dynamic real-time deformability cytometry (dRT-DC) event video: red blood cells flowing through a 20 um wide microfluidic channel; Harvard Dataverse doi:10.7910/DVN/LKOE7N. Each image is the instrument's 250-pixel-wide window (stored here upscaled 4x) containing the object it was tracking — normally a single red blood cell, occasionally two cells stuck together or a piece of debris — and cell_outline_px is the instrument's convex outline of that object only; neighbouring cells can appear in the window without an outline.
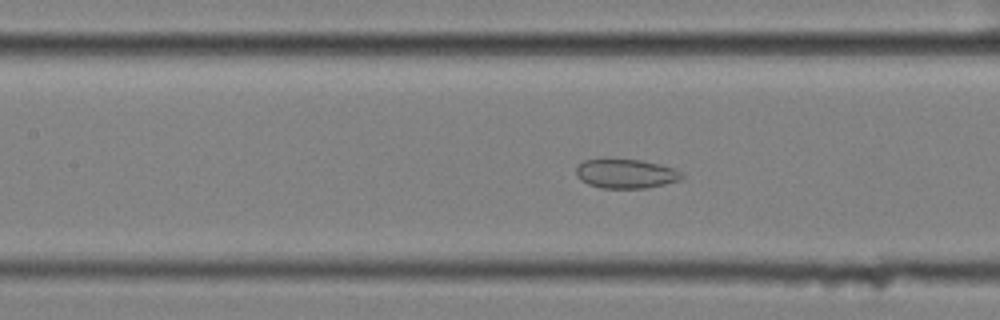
{"species": "common noctule bat (a hibernating species)", "species_latin": "Nyctalus noctula", "temperature_condition": "cold", "stored_images_in_passage": 59, "segment_of_instrument_passage": [2, 2], "camera_frame_rate_fps": 3000, "um_per_image_px": 0.085, "animal": {"sex": "female", "body_mass_g": 25.1}, "frame": {"image": 1, "passage_image": 27, "time_ms": 8.667, "image_size_px": [1000, 320], "cell_outline_px": [[684, 176], [680, 180], [664, 184], [644, 188], [600, 188], [588, 184], [580, 180], [576, 176], [576, 164], [584, 160], [640, 160], [660, 164], [676, 168]], "centroid_in_image_um": [53.18, 14.77], "position_along_channel_um": 154.2, "area_um2": 17.98}}
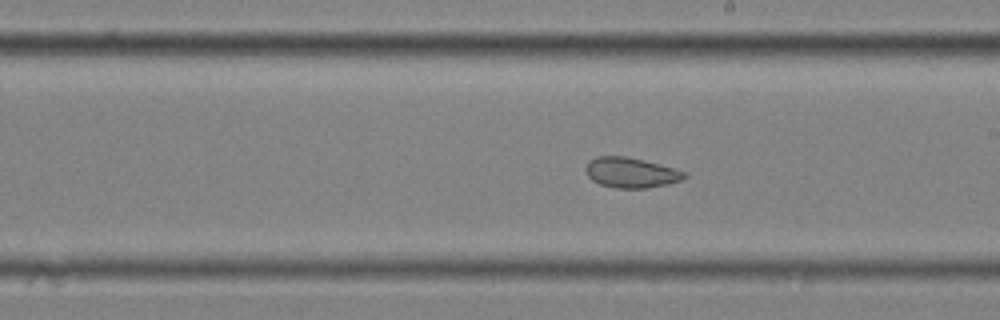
{"frame": {"image": 2, "passage_image": 34, "time_ms": 11.0, "image_size_px": [1000, 320], "cell_outline_px": [[688, 176], [680, 180], [668, 184], [648, 188], [616, 188], [600, 184], [592, 180], [588, 176], [584, 168], [588, 160], [596, 156], [624, 156], [644, 160], [688, 172]], "centroid_in_image_um": [53.62, 14.67], "position_along_channel_um": 235.4, "area_um2": 17.51}}
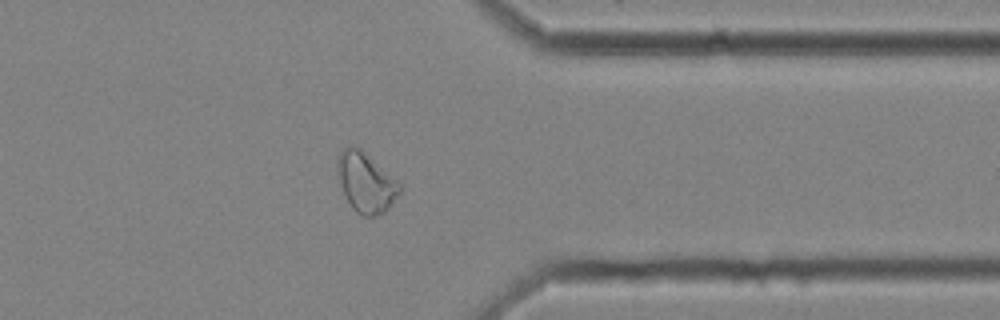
{"frame": {"image": 3, "passage_image": 47, "time_ms": 15.333, "image_size_px": [1000, 320], "cell_outline_px": [[400, 192], [388, 208], [384, 212], [376, 216], [360, 216], [352, 208], [336, 176], [336, 160], [340, 152], [348, 144], [360, 148], [400, 184]], "centroid_in_image_um": [31.04, 15.5], "position_along_channel_um": 380.4, "area_um2": 21.5}}